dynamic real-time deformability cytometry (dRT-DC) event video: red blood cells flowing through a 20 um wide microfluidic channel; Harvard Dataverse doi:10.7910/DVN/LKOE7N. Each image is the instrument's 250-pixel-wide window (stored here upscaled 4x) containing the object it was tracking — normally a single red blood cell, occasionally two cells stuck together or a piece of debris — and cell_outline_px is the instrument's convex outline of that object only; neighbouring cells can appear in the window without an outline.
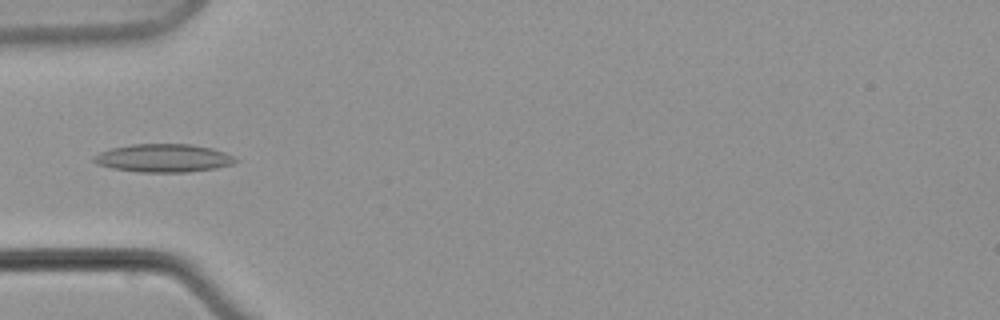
{"species": "common noctule bat (a hibernating species)", "species_latin": "Nyctalus noctula", "temperature_condition": "warm", "stored_images_in_passage": 7, "camera_frame_rate_fps": 3000, "um_per_image_px": 0.085, "animal": {"sex": "male", "body_mass_g": 21.5, "forearm_length_mm": 52.0}, "frame": {"image": 1, "passage_image": 7, "time_ms": 7.333, "image_size_px": [1000, 320], "cell_outline_px": [[240, 160], [232, 164], [216, 168], [188, 172], [136, 172], [112, 168], [96, 164], [92, 160], [92, 156], [100, 152], [112, 148], [132, 144], [192, 144], [212, 148], [224, 152]], "centroid_in_image_um": [13.88, 13.44], "position_along_channel_um": 71.1, "area_um2": 23.35}}